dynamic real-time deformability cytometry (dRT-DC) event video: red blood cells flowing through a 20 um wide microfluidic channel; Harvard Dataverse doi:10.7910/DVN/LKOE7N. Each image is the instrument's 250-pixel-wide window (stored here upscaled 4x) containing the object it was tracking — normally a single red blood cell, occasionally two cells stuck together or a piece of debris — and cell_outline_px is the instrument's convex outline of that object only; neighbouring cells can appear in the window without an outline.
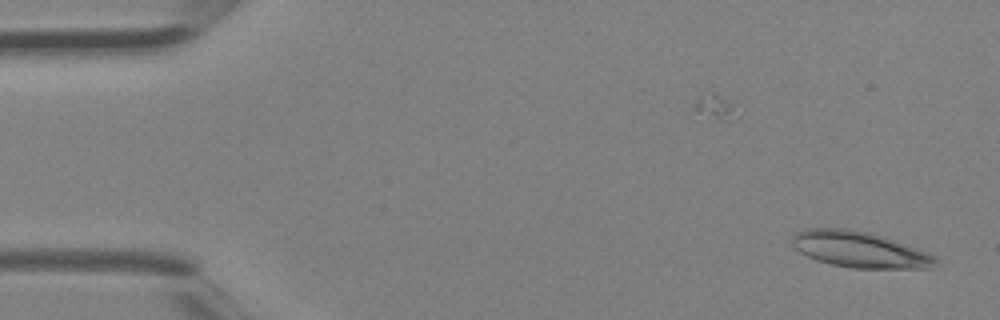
{"species": "Egyptian fruit bat (a non-hibernating species)", "species_latin": "Rousettus aegyptiacus", "temperature_condition": "room temperature", "stored_images_in_passage": 5, "camera_frame_rate_fps": 3000, "um_per_image_px": 0.085, "animal": {"sex": "female"}, "frame": {"image": 1, "passage_image": 3, "time_ms": 0.667, "image_size_px": [1000, 320], "cell_outline_px": [[936, 260], [932, 268], [852, 268], [832, 264], [816, 260], [792, 248], [792, 236], [796, 232], [808, 228], [848, 228], [868, 232], [884, 236], [928, 252], [936, 256]], "centroid_in_image_um": [73.04, 21.2], "position_along_channel_um": 12.0, "area_um2": 30.17}}